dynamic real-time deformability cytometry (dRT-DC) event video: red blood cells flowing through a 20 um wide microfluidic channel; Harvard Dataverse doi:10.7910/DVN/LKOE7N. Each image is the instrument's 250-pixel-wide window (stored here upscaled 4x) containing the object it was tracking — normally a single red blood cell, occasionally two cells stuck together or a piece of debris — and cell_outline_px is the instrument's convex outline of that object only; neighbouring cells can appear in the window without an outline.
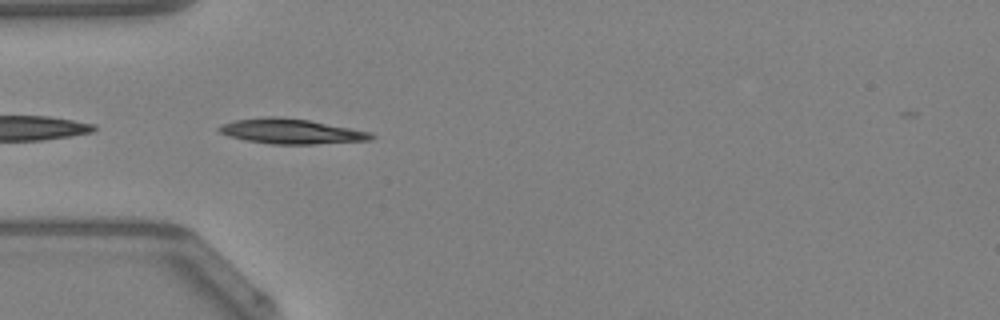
{"species": "Egyptian fruit bat (a non-hibernating species)", "species_latin": "Rousettus aegyptiacus", "temperature_condition": "warm", "stored_images_in_passage": 12, "camera_frame_rate_fps": 3000, "um_per_image_px": 0.085, "animal": {"sex": "female"}, "frame": {"image": 1, "passage_image": 1, "time_ms": 0.0, "image_size_px": [1000, 320], "cell_outline_px": [[376, 136], [372, 140], [316, 144], [272, 144], [248, 140], [228, 136], [220, 132], [216, 128], [224, 124], [236, 120], [264, 116], [280, 116], [308, 120], [372, 132]], "centroid_in_image_um": [24.79, 11.16], "position_along_channel_um": 60.2, "area_um2": 22.14}}
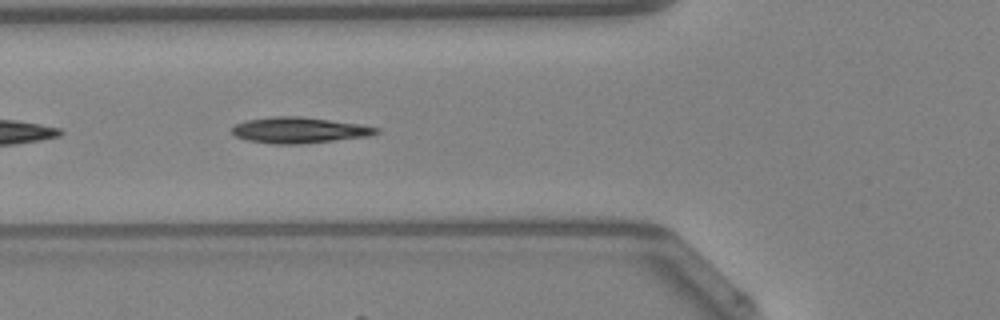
{"frame": {"image": 2, "passage_image": 4, "time_ms": 1.0, "image_size_px": [1000, 320], "cell_outline_px": [[380, 132], [368, 136], [300, 144], [272, 144], [248, 140], [236, 136], [232, 132], [232, 128], [236, 124], [244, 120], [272, 116], [300, 116], [360, 124], [380, 128]], "centroid_in_image_um": [25.42, 11.06], "position_along_channel_um": 100.4, "area_um2": 21.73}}